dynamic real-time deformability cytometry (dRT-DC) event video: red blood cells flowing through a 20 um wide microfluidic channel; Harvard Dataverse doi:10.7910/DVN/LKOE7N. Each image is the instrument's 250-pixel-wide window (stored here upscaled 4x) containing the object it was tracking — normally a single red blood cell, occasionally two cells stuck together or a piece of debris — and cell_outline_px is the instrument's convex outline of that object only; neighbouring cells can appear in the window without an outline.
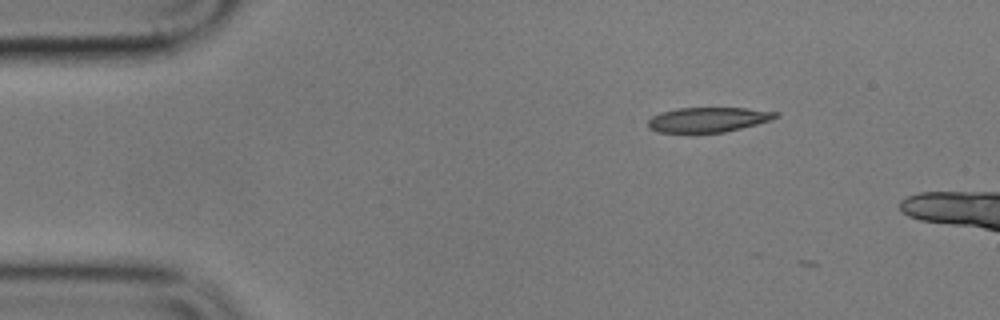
{"species": "common noctule bat (a hibernating species)", "species_latin": "Nyctalus noctula", "temperature_condition": "cold", "stored_images_in_passage": 6, "camera_frame_rate_fps": 3000, "um_per_image_px": 0.085, "animal": {"sex": "male", "body_mass_g": 17.9}, "frame": {"image": 1, "passage_image": 1, "time_ms": 0.0, "image_size_px": [1000, 320], "cell_outline_px": [[780, 116], [772, 120], [724, 132], [656, 132], [648, 128], [648, 120], [652, 116], [660, 112], [676, 108], [748, 108], [780, 112]], "centroid_in_image_um": [60.2, 10.16], "position_along_channel_um": 24.8, "area_um2": 18.55}}